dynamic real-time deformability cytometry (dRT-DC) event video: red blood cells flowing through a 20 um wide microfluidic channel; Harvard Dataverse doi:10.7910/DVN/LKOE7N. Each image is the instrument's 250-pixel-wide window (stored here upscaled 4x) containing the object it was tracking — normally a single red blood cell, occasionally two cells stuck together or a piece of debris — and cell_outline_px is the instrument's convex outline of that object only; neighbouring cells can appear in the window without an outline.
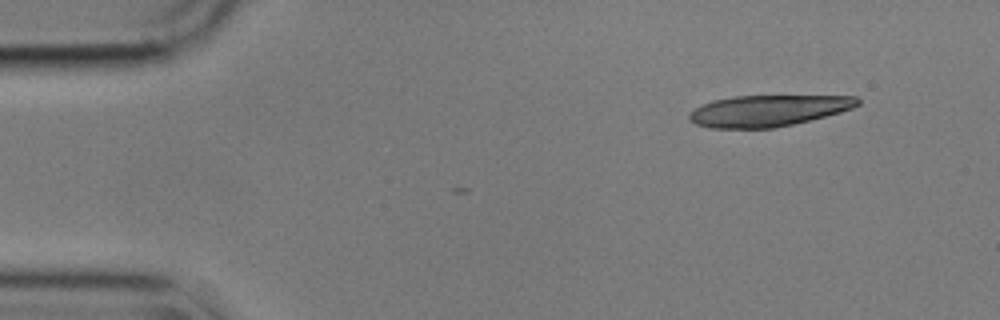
{"species": "common noctule bat (a hibernating species)", "species_latin": "Nyctalus noctula", "temperature_condition": "cold", "stored_images_in_passage": 5, "camera_frame_rate_fps": 3000, "um_per_image_px": 0.085, "animal": {"sex": "male", "body_mass_g": 17.9}, "frame": {"image": 1, "passage_image": 1, "time_ms": 0.0, "image_size_px": [1000, 320], "cell_outline_px": [[860, 104], [852, 108], [840, 112], [792, 124], [772, 128], [708, 128], [696, 124], [688, 120], [688, 112], [700, 104], [712, 100], [736, 96], [856, 96], [860, 100]], "centroid_in_image_um": [65.21, 9.4], "position_along_channel_um": 19.8, "area_um2": 30.69}}